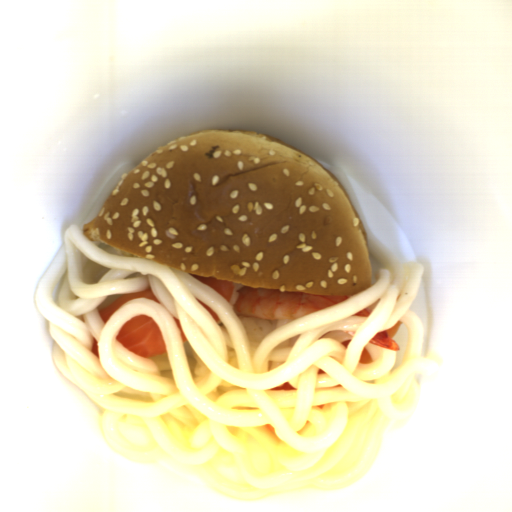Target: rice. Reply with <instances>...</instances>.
<instances>
[{
  "label": "rice",
  "instance_id": "652b925c",
  "mask_svg": "<svg viewBox=\"0 0 512 512\" xmlns=\"http://www.w3.org/2000/svg\"><path fill=\"white\" fill-rule=\"evenodd\" d=\"M238 317V316H237ZM246 328L248 340L261 341L279 327L291 321L238 317Z\"/></svg>",
  "mask_w": 512,
  "mask_h": 512
}]
</instances>
